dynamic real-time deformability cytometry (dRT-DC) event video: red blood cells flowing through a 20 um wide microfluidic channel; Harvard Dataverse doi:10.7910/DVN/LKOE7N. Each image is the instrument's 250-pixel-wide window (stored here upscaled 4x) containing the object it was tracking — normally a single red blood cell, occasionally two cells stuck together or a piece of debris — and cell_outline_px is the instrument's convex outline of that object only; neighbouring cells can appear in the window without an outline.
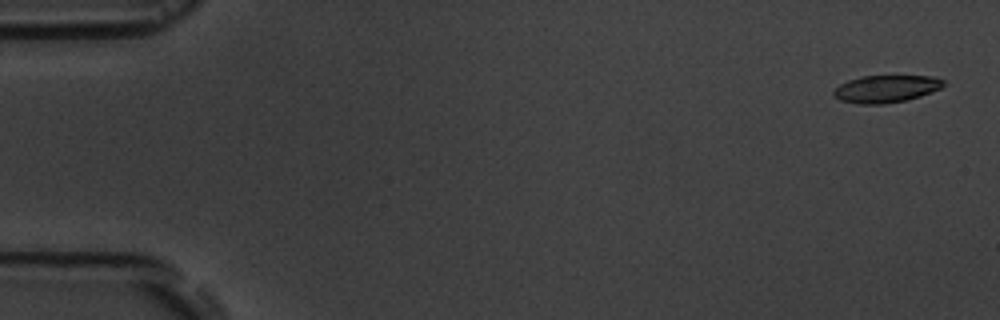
{"species": "common noctule bat (a hibernating species)", "species_latin": "Nyctalus noctula", "temperature_condition": "room temperature", "stored_images_in_passage": 3, "camera_frame_rate_fps": 3000, "um_per_image_px": 0.085, "animal": {"sex": "male", "body_mass_g": 19.5, "forearm_length_mm": 54.6}, "frame": {"image": 1, "passage_image": 1, "time_ms": 0.0, "image_size_px": [1000, 320], "cell_outline_px": [[948, 84], [940, 88], [920, 96], [908, 100], [884, 104], [860, 104], [840, 100], [832, 92], [840, 84], [848, 80], [860, 76], [932, 76], [944, 80]], "centroid_in_image_um": [75.34, 7.55], "position_along_channel_um": 9.7, "area_um2": 17.51}}